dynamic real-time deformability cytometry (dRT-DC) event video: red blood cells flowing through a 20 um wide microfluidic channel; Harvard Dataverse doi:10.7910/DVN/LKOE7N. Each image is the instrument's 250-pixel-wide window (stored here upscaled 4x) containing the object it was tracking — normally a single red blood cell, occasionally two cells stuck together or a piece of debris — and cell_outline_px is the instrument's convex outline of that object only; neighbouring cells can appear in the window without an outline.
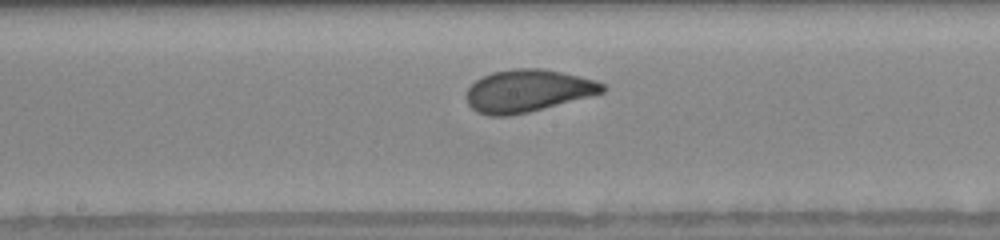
{"species": "human", "species_latin": "Homo sapiens", "temperature_condition": "warm", "stored_images_in_passage": 44, "camera_frame_rate_fps": 3000, "um_per_image_px": 0.085, "donor": {"sex": "female"}, "frame": {"image": 1, "passage_image": 16, "time_ms": 5.667, "image_size_px": [1000, 240], "cell_outline_px": [[608, 88], [604, 92], [528, 112], [508, 116], [488, 116], [476, 112], [468, 104], [464, 96], [468, 88], [476, 80], [492, 72], [512, 68], [540, 68], [560, 72], [596, 80], [604, 84]], "centroid_in_image_um": [44.81, 7.72], "position_along_channel_um": 203.4, "area_um2": 33.58}}
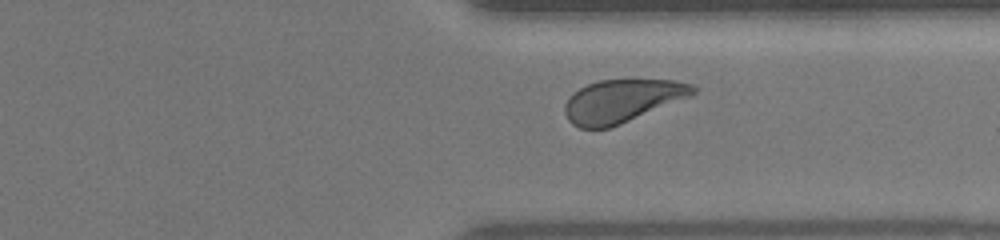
{"frame": {"image": 2, "passage_image": 33, "time_ms": 9.667, "image_size_px": [1000, 240], "cell_outline_px": [[696, 92], [692, 96], [620, 124], [608, 128], [580, 128], [572, 124], [568, 120], [564, 112], [564, 104], [572, 92], [588, 84], [600, 80], [672, 80], [692, 84], [696, 88]], "centroid_in_image_um": [52.86, 8.58], "position_along_channel_um": 358.5, "area_um2": 32.02}}
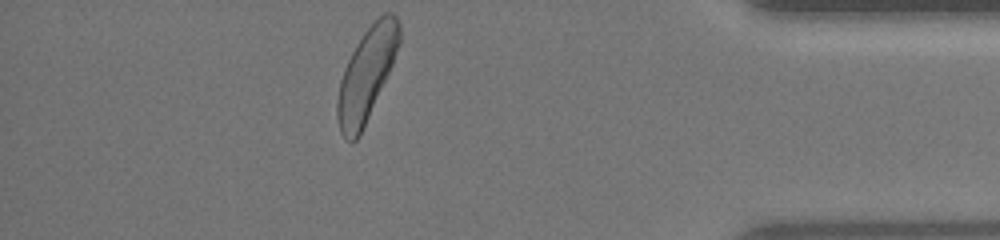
{"frame": {"image": 3, "passage_image": 42, "time_ms": 11.667, "image_size_px": [1000, 240], "cell_outline_px": [[400, 40], [392, 64], [360, 136], [352, 144], [340, 132], [336, 116], [336, 104], [340, 80], [344, 68], [356, 44], [364, 32], [384, 12], [392, 12], [396, 16], [400, 24]], "centroid_in_image_um": [31.14, 6.35], "position_along_channel_um": 404.1, "area_um2": 33.06}, "authors_computed_cell_mechanics": {"area_um2": 33.2061, "velocity_mm_per_s": 3.8679, "shape_relaxation_time_tau1_ms": 2.1367, "shape_relaxation_time_tau2_ms": null, "deformation_change_tau1": 0.1093, "deformation_change_tau2": null}}